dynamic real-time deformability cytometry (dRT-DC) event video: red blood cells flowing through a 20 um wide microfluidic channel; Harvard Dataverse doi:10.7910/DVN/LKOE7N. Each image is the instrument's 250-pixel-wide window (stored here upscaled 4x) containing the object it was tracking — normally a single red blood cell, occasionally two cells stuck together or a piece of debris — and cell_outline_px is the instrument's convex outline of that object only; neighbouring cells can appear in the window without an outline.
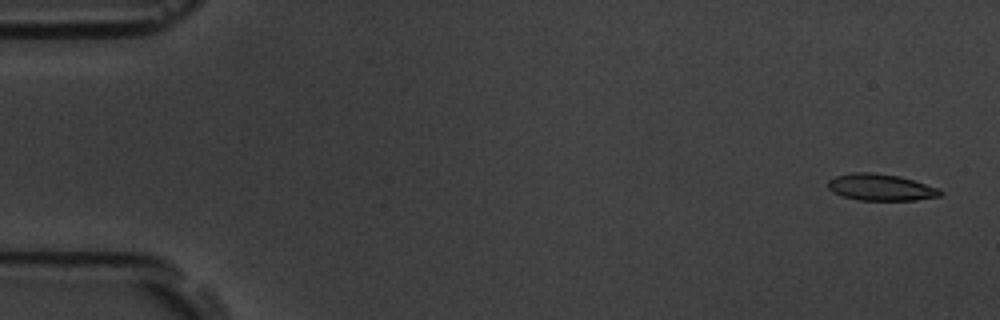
{"species": "common noctule bat (a hibernating species)", "species_latin": "Nyctalus noctula", "temperature_condition": "room temperature", "stored_images_in_passage": 53, "camera_frame_rate_fps": 3000, "um_per_image_px": 0.085, "animal": {"sex": "male", "body_mass_g": 19.5, "forearm_length_mm": 54.6}, "frame": {"image": 1, "passage_image": 1, "time_ms": 0.0, "image_size_px": [1000, 320], "cell_outline_px": [[944, 192], [940, 196], [916, 200], [856, 200], [832, 192], [828, 188], [828, 180], [836, 176], [852, 172], [872, 172], [900, 176], [936, 188]], "centroid_in_image_um": [74.82, 15.92], "position_along_channel_um": 10.2, "area_um2": 17.34}}
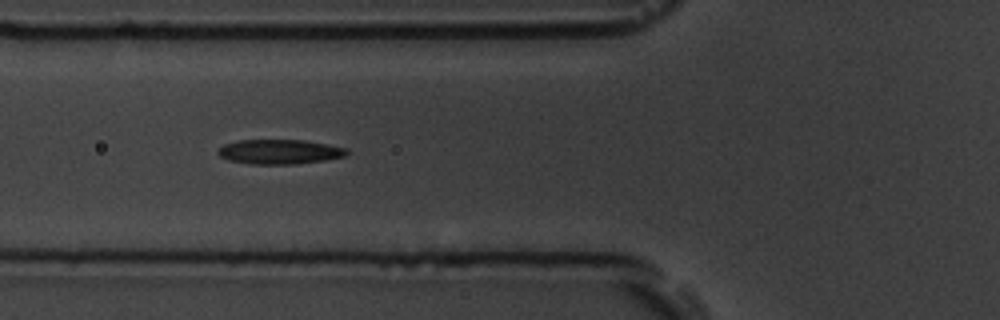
{"frame": {"image": 2, "passage_image": 19, "time_ms": 6.0, "image_size_px": [1000, 320], "cell_outline_px": [[348, 152], [344, 156], [324, 160], [296, 164], [248, 164], [228, 160], [220, 156], [216, 152], [224, 144], [236, 140], [304, 140], [348, 148]], "centroid_in_image_um": [23.73, 12.9], "position_along_channel_um": 102.1, "area_um2": 18.5}}
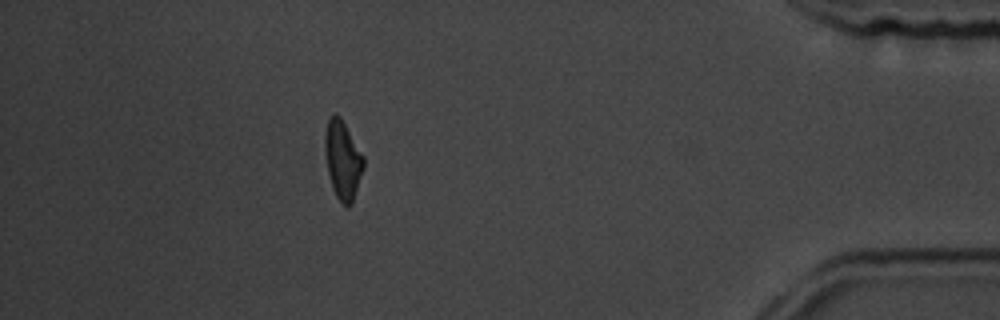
{"frame": {"image": 3, "passage_image": 47, "time_ms": 15.333, "image_size_px": [1000, 320], "cell_outline_px": [[364, 168], [352, 204], [348, 208], [336, 196], [332, 188], [328, 172], [324, 148], [324, 136], [328, 120], [332, 112], [336, 112], [340, 116], [364, 156]], "centroid_in_image_um": [29.13, 13.57], "position_along_channel_um": 406.1, "area_um2": 17.8}, "authors_computed_cell_mechanics": {"area_um2": 17.8602, "velocity_mm_per_s": 3.7851, "shape_relaxation_time_tau1_ms": 3.5685, "shape_relaxation_time_tau2_ms": 3.572, "deformation_change_tau1": 0.1271, "deformation_change_tau2": 0.122}}